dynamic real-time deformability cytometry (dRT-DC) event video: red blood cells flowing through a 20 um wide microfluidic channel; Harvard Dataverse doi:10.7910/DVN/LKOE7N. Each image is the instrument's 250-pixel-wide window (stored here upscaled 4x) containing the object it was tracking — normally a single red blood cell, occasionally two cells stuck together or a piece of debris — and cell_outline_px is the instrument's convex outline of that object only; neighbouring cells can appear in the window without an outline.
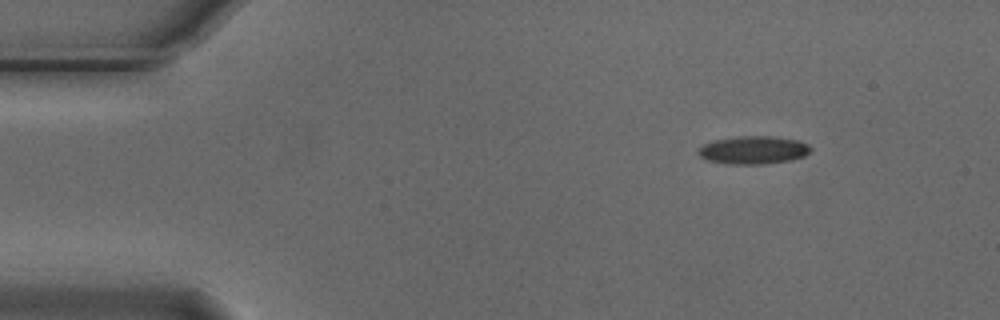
{"species": "Egyptian fruit bat (a non-hibernating species)", "species_latin": "Rousettus aegyptiacus", "temperature_condition": "cold", "stored_images_in_passage": 49, "camera_frame_rate_fps": 3000, "um_per_image_px": 0.085, "animal": {"sex": "male"}, "frame": {"image": 1, "passage_image": 1, "time_ms": 0.0, "image_size_px": [1000, 320], "cell_outline_px": [[812, 152], [804, 156], [792, 160], [760, 164], [724, 164], [708, 160], [700, 156], [696, 152], [704, 144], [712, 140], [736, 136], [768, 136], [796, 140], [808, 144], [812, 148]], "centroid_in_image_um": [64.03, 12.75], "position_along_channel_um": 21.0, "area_um2": 18.44}}
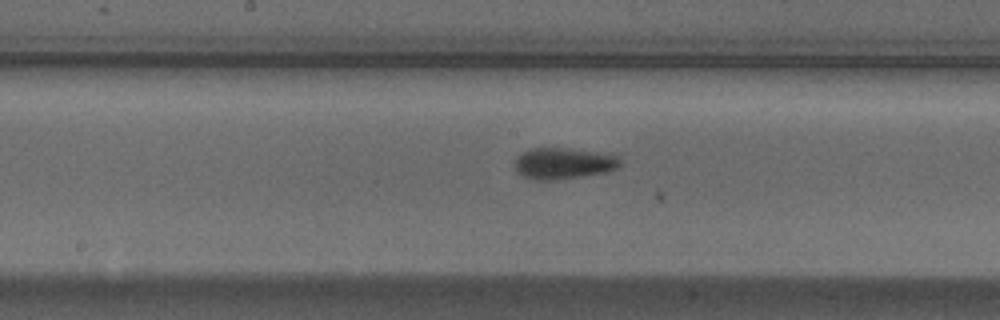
{"frame": {"image": 2, "passage_image": 22, "time_ms": 7.0, "image_size_px": [1000, 320], "cell_outline_px": [[620, 164], [616, 168], [608, 172], [584, 176], [548, 180], [532, 180], [516, 172], [516, 156], [532, 148], [564, 148], [616, 152], [620, 160]], "centroid_in_image_um": [47.98, 13.87], "position_along_channel_um": 200.2, "area_um2": 19.59}}
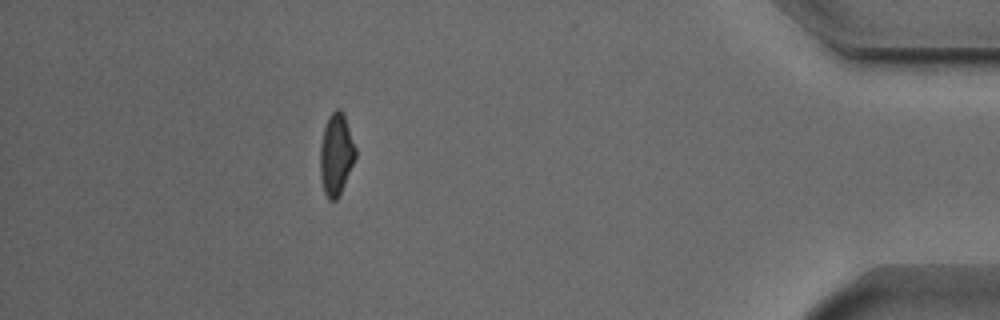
{"frame": {"image": 3, "passage_image": 43, "time_ms": 14.0, "image_size_px": [1000, 320], "cell_outline_px": [[356, 156], [340, 192], [336, 200], [328, 200], [324, 192], [320, 176], [320, 144], [324, 128], [328, 116], [336, 108], [340, 108], [344, 112], [356, 148]], "centroid_in_image_um": [28.56, 13.07], "position_along_channel_um": 406.6, "area_um2": 16.82}, "authors_computed_cell_mechanics": {"area_um2": 18.0914, "velocity_mm_per_s": 3.7162, "shape_relaxation_time_tau1_ms": 3.8894, "shape_relaxation_time_tau2_ms": 7.7619, "deformation_change_tau1": 0.1053, "deformation_change_tau2": 0.1394}}